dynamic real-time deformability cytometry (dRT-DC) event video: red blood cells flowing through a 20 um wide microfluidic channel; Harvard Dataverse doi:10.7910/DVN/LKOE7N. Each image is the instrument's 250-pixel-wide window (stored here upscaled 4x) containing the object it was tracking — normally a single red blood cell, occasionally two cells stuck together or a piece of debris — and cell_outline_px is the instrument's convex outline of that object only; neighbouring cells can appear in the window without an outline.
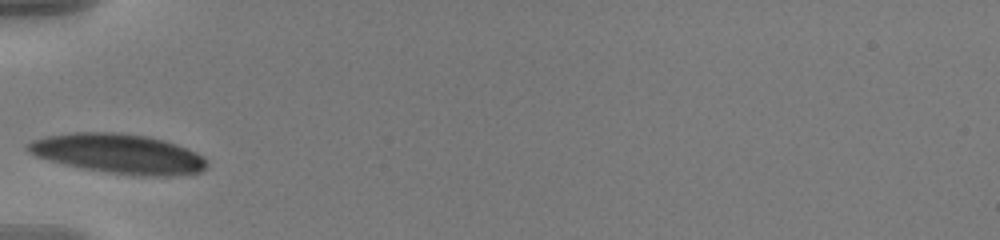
{"species": "human", "species_latin": "Homo sapiens", "temperature_condition": "warm", "stored_images_in_passage": 21, "camera_frame_rate_fps": 3000, "um_per_image_px": 0.085, "donor": {"sex": "male"}, "frame": {"image": 1, "passage_image": 1, "time_ms": 0.0, "image_size_px": [1000, 240], "cell_outline_px": [[208, 164], [200, 172], [176, 176], [140, 176], [108, 172], [80, 168], [48, 160], [36, 156], [28, 152], [24, 148], [24, 144], [32, 140], [44, 136], [72, 132], [120, 132], [148, 136], [164, 140], [188, 148], [196, 152]], "centroid_in_image_um": [10.02, 13.06], "position_along_channel_um": 75.0, "area_um2": 41.67}}
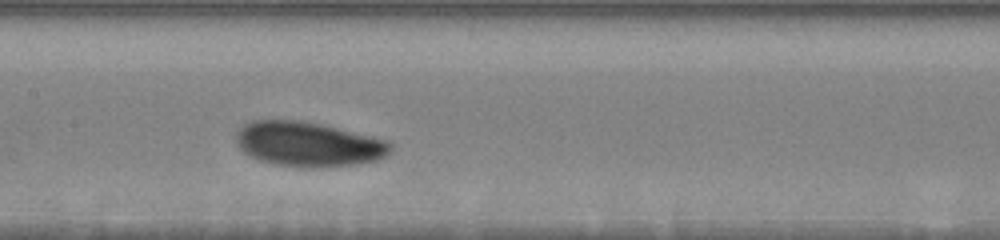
{"frame": {"image": 2, "passage_image": 10, "time_ms": 3.0, "image_size_px": [1000, 240], "cell_outline_px": [[392, 148], [384, 156], [376, 160], [360, 164], [332, 168], [300, 168], [276, 164], [260, 160], [244, 152], [236, 144], [236, 132], [244, 124], [252, 120], [300, 120], [320, 124], [384, 140], [392, 144]], "centroid_in_image_um": [26.17, 12.28], "position_along_channel_um": 181.2, "area_um2": 40.23}}
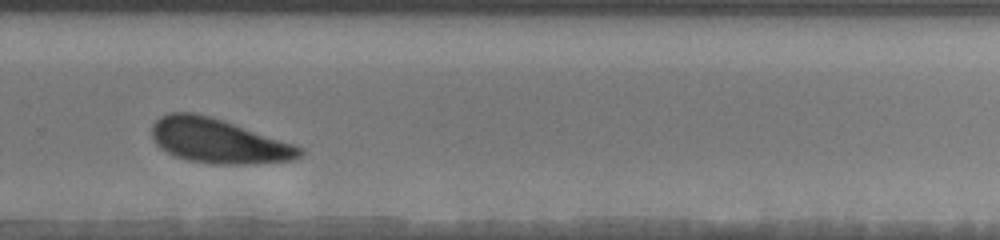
{"frame": {"image": 3, "passage_image": 21, "time_ms": 6.667, "image_size_px": [1000, 240], "cell_outline_px": [[304, 152], [300, 156], [292, 160], [256, 164], [212, 164], [188, 160], [176, 156], [160, 148], [152, 140], [152, 124], [160, 116], [168, 112], [192, 112], [224, 120], [296, 144], [304, 148]], "centroid_in_image_um": [18.58, 11.98], "position_along_channel_um": 311.2, "area_um2": 38.67}}